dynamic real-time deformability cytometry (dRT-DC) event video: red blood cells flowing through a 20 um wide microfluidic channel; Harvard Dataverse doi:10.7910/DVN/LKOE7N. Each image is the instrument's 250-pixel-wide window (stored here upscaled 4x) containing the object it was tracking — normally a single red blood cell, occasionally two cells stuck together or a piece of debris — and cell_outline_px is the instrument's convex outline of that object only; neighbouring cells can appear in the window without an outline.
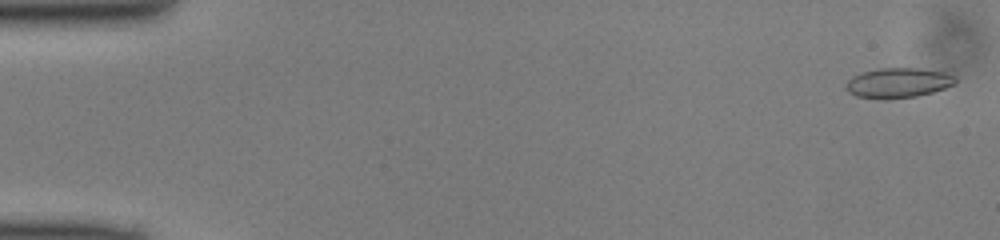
{"species": "common noctule bat (a hibernating species)", "species_latin": "Nyctalus noctula", "temperature_condition": "cold", "stored_images_in_passage": 50, "camera_frame_rate_fps": 3000, "um_per_image_px": 0.085, "animal": {"sex": "male", "body_mass_g": 13.0, "forearm_length_mm": 53.1}, "frame": {"image": 1, "passage_image": 2, "time_ms": 0.333, "image_size_px": [1000, 240], "cell_outline_px": [[956, 84], [932, 92], [916, 96], [888, 100], [884, 100], [856, 96], [848, 92], [844, 88], [844, 84], [852, 76], [864, 72], [880, 68], [916, 68], [944, 72], [956, 76]], "centroid_in_image_um": [76.31, 7.06], "position_along_channel_um": 8.7, "area_um2": 19.31}}
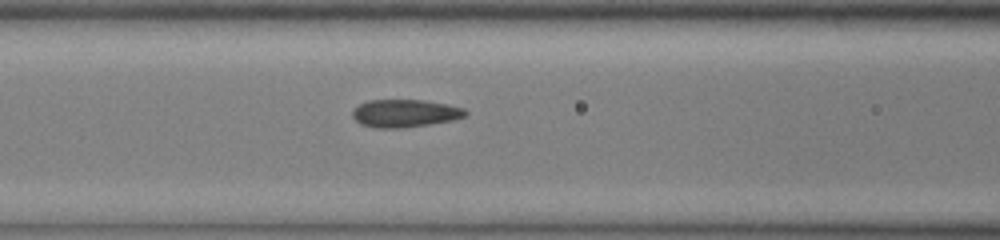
{"frame": {"image": 2, "passage_image": 21, "time_ms": 6.667, "image_size_px": [1000, 240], "cell_outline_px": [[468, 112], [464, 116], [452, 120], [404, 128], [376, 128], [360, 124], [352, 116], [352, 112], [360, 104], [368, 100], [424, 100], [448, 104], [464, 108]], "centroid_in_image_um": [34.41, 9.63], "position_along_channel_um": 132.2, "area_um2": 18.21}}
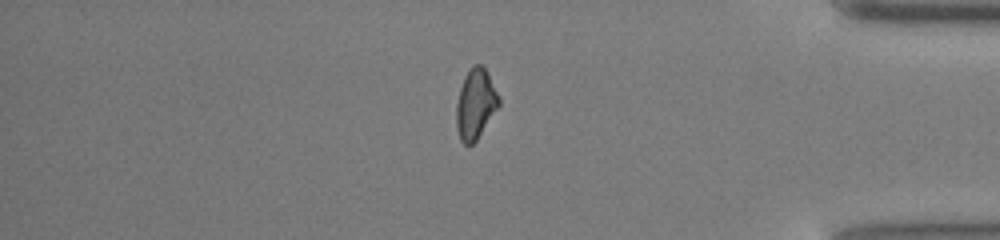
{"frame": {"image": 3, "passage_image": 42, "time_ms": 13.667, "image_size_px": [1000, 240], "cell_outline_px": [[500, 104], [476, 140], [472, 144], [464, 144], [460, 140], [456, 128], [456, 104], [460, 88], [464, 76], [472, 64], [480, 64], [488, 72], [500, 96]], "centroid_in_image_um": [40.42, 8.81], "position_along_channel_um": 394.8, "area_um2": 17.46}}